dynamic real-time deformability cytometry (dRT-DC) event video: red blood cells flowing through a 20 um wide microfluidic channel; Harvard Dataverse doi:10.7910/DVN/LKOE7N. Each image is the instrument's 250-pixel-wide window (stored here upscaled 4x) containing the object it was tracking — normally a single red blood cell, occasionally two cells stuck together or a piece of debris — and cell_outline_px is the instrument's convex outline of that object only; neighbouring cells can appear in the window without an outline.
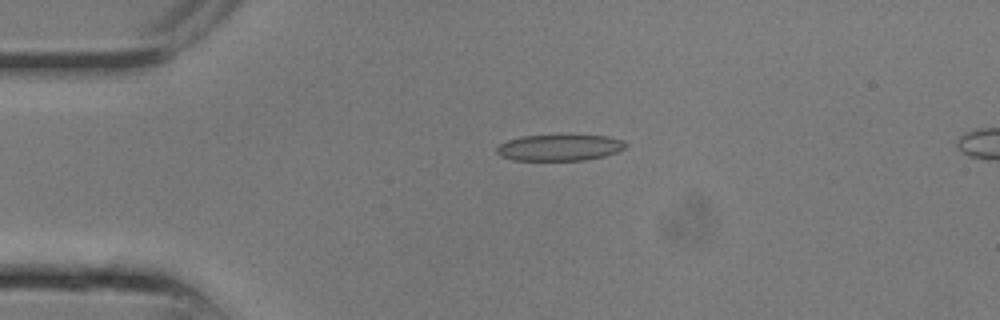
{"species": "common noctule bat (a hibernating species)", "species_latin": "Nyctalus noctula", "temperature_condition": "room temperature", "stored_images_in_passage": 8, "camera_frame_rate_fps": 3000, "um_per_image_px": 0.085, "animal": {"sex": "male", "body_mass_g": 13.3}, "frame": {"image": 1, "passage_image": 2, "time_ms": 0.333, "image_size_px": [1000, 320], "cell_outline_px": [[628, 144], [624, 148], [616, 152], [604, 156], [584, 160], [512, 160], [500, 156], [496, 152], [496, 148], [500, 144], [508, 140], [524, 136], [608, 136], [624, 140]], "centroid_in_image_um": [47.56, 12.56], "position_along_channel_um": 37.4, "area_um2": 19.48}}
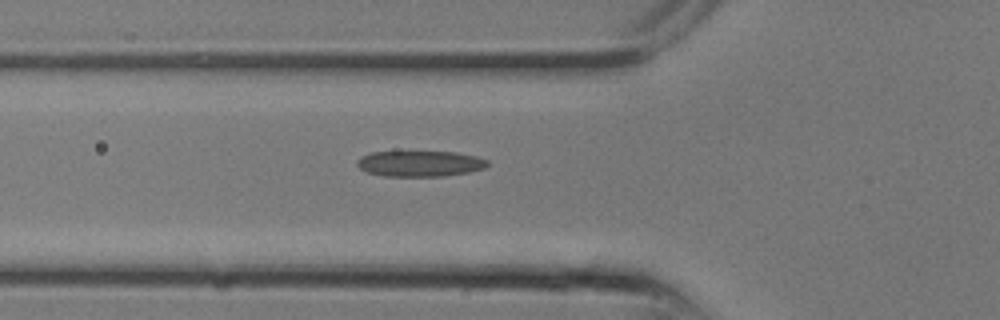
{"frame": {"image": 2, "passage_image": 5, "time_ms": 1.333, "image_size_px": [1000, 320], "cell_outline_px": [[488, 164], [484, 168], [468, 172], [444, 176], [384, 176], [364, 172], [356, 164], [356, 160], [360, 156], [372, 152], [456, 152], [476, 156], [488, 160]], "centroid_in_image_um": [35.65, 13.91], "position_along_channel_um": 90.1, "area_um2": 19.65}}
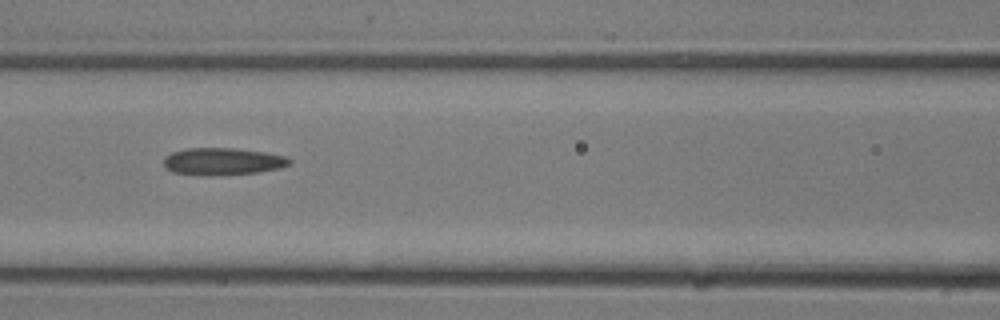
{"frame": {"image": 3, "passage_image": 7, "time_ms": 2.0, "image_size_px": [1000, 320], "cell_outline_px": [[292, 160], [288, 164], [280, 168], [260, 172], [220, 176], [200, 176], [172, 172], [164, 168], [164, 156], [172, 152], [188, 148], [236, 148], [264, 152], [284, 156]], "centroid_in_image_um": [18.88, 13.74], "position_along_channel_um": 147.7, "area_um2": 20.29}}